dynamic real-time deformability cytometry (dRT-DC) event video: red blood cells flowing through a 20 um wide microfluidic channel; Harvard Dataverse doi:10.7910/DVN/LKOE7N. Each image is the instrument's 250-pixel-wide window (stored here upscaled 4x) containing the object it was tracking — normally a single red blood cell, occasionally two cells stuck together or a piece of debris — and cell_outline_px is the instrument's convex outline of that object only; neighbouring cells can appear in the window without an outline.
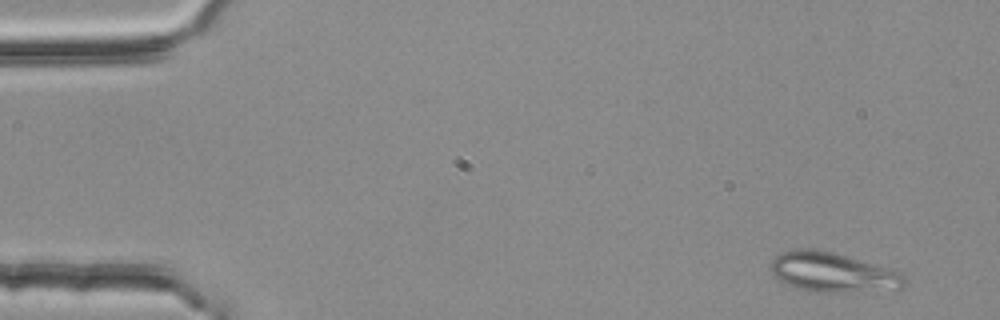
{"species": "common noctule bat (a hibernating species)", "species_latin": "Nyctalus noctula", "temperature_condition": "room temperature", "stored_images_in_passage": 3, "camera_frame_rate_fps": 3000, "um_per_image_px": 0.085, "animal": {"sex": "female", "body_mass_g": 25.1}, "frame": {"image": 1, "passage_image": 1, "time_ms": 0.0, "image_size_px": [1000, 320], "cell_outline_px": [[908, 284], [900, 292], [824, 292], [800, 288], [784, 284], [776, 280], [768, 264], [776, 256], [784, 252], [796, 248], [816, 248], [832, 252], [904, 272], [908, 280]], "centroid_in_image_um": [70.91, 23.18], "position_along_channel_um": 14.1, "area_um2": 31.96}}